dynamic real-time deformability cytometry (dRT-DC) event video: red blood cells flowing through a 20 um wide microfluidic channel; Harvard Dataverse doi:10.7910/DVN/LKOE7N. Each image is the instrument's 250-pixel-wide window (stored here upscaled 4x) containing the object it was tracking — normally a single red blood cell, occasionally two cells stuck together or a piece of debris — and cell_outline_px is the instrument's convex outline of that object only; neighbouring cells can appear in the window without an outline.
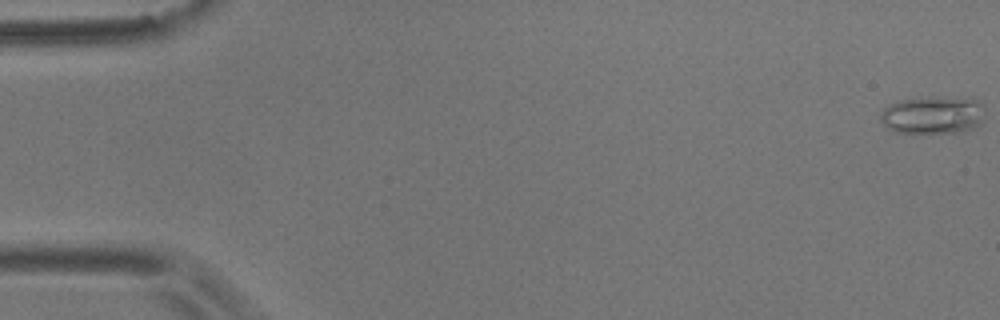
{"species": "common noctule bat (a hibernating species)", "species_latin": "Nyctalus noctula", "temperature_condition": "room temperature", "stored_images_in_passage": 57, "camera_frame_rate_fps": 3000, "um_per_image_px": 0.085, "animal": {"sex": "male", "body_mass_g": 17.9}, "frame": {"image": 1, "passage_image": 1, "time_ms": 0.0, "image_size_px": [1000, 320], "cell_outline_px": [[984, 120], [980, 124], [964, 132], [892, 132], [884, 128], [880, 120], [880, 112], [884, 108], [896, 100], [980, 100], [984, 104]], "centroid_in_image_um": [79.26, 9.84], "position_along_channel_um": 5.7, "area_um2": 22.25}}
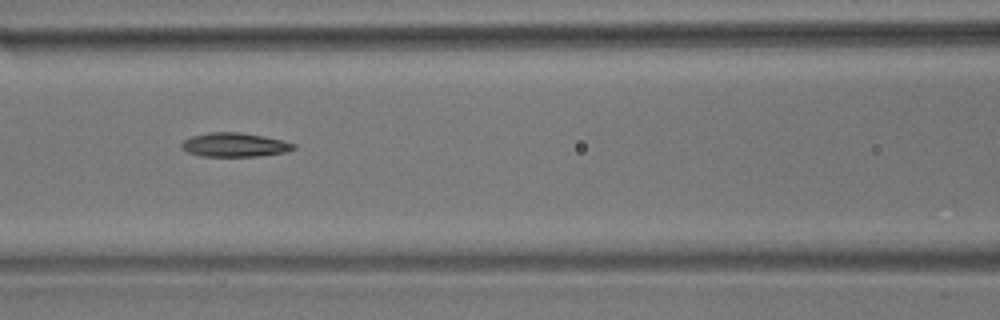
{"frame": {"image": 2, "passage_image": 25, "time_ms": 8.0, "image_size_px": [1000, 320], "cell_outline_px": [[296, 148], [284, 152], [260, 156], [200, 156], [188, 152], [180, 148], [180, 144], [184, 140], [192, 136], [208, 132], [240, 132], [264, 136], [284, 140], [296, 144]], "centroid_in_image_um": [19.94, 12.3], "position_along_channel_um": 146.7, "area_um2": 15.78}}
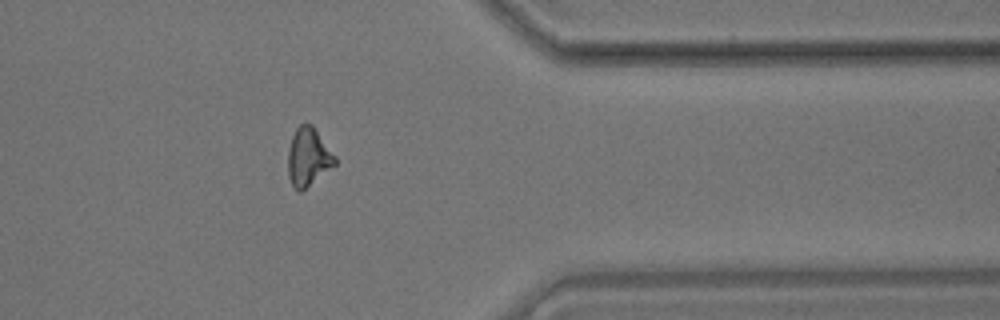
{"frame": {"image": 3, "passage_image": 46, "time_ms": 15.0, "image_size_px": [1000, 320], "cell_outline_px": [[336, 164], [300, 192], [292, 184], [288, 176], [288, 148], [292, 136], [296, 128], [300, 124], [312, 124], [336, 156]], "centroid_in_image_um": [26.2, 13.32], "position_along_channel_um": 385.2, "area_um2": 15.78}, "authors_computed_cell_mechanics": {"area_um2": 15.8372, "velocity_mm_per_s": 3.6076, "shape_relaxation_time_tau1_ms": 9.274, "shape_relaxation_time_tau2_ms": 3.1256, "deformation_change_tau1": 0.2275, "deformation_change_tau2": 0.1179}}